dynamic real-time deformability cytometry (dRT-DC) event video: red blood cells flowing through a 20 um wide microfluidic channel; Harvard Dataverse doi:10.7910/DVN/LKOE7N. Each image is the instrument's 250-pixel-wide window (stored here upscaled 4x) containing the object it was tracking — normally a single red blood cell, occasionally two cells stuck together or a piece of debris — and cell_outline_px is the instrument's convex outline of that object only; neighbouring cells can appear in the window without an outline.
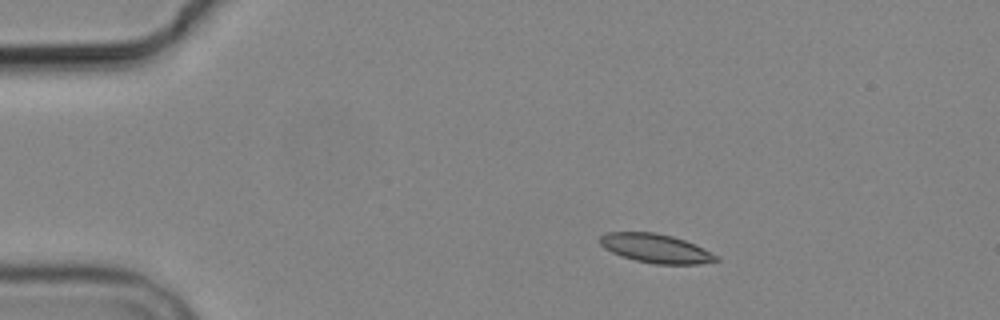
{"species": "common noctule bat (a hibernating species)", "species_latin": "Nyctalus noctula", "temperature_condition": "cold", "stored_images_in_passage": 5, "camera_frame_rate_fps": 3000, "um_per_image_px": 0.085, "animal": {"sex": "male", "body_mass_g": 19.2, "forearm_length_mm": 51.8}, "frame": {"image": 1, "passage_image": 2, "time_ms": 2.333, "image_size_px": [1000, 320], "cell_outline_px": [[720, 260], [696, 264], [656, 264], [636, 260], [612, 252], [604, 248], [600, 244], [600, 236], [608, 232], [656, 232], [672, 236], [684, 240], [704, 248], [720, 256]], "centroid_in_image_um": [55.77, 21.11], "position_along_channel_um": 29.2, "area_um2": 19.48}}